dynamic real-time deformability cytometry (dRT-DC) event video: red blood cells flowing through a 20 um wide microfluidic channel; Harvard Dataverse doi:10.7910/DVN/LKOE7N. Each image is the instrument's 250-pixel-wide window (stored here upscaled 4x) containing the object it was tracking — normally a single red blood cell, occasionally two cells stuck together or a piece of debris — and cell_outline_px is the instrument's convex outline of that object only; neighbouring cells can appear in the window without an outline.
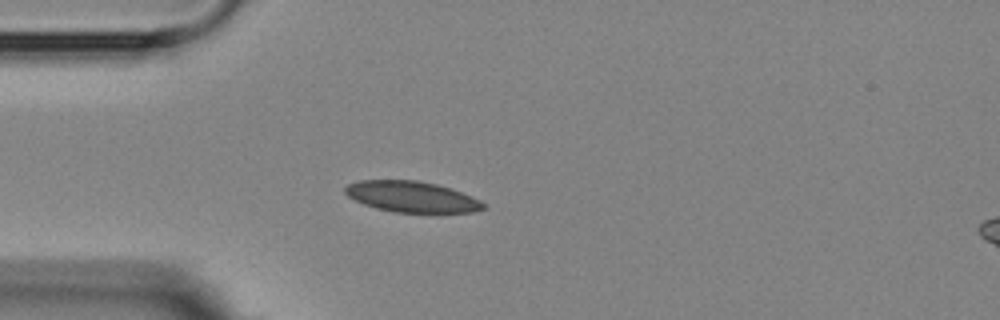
{"species": "Egyptian fruit bat (a non-hibernating species)", "species_latin": "Rousettus aegyptiacus", "temperature_condition": "room temperature", "stored_images_in_passage": 5, "camera_frame_rate_fps": 3000, "um_per_image_px": 0.085, "animal": {"sex": "female"}, "frame": {"image": 1, "passage_image": 5, "time_ms": 4.333, "image_size_px": [1000, 320], "cell_outline_px": [[488, 208], [472, 212], [436, 216], [392, 212], [376, 208], [364, 204], [348, 196], [344, 192], [344, 188], [348, 184], [360, 180], [416, 180], [436, 184], [452, 188], [480, 200], [488, 204]], "centroid_in_image_um": [35.11, 16.78], "position_along_channel_um": 49.9, "area_um2": 26.13}}